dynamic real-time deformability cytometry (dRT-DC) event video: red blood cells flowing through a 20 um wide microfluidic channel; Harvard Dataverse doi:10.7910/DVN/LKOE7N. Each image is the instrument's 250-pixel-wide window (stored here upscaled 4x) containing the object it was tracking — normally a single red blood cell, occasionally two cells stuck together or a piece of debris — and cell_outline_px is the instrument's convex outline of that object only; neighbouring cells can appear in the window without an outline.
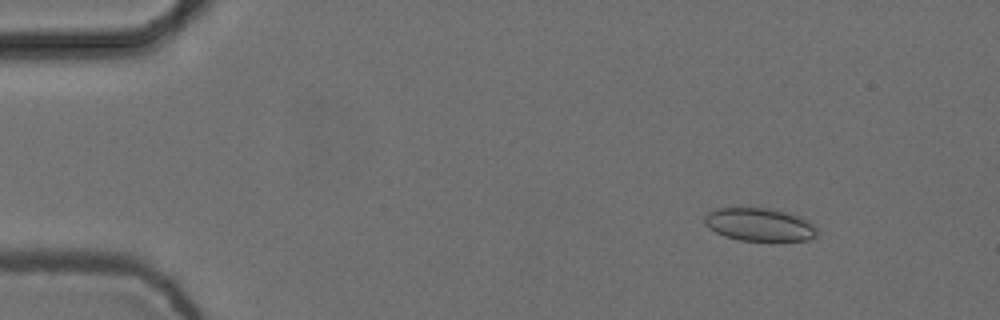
{"species": "common noctule bat (a hibernating species)", "species_latin": "Nyctalus noctula", "temperature_condition": "cold", "stored_images_in_passage": 3, "camera_frame_rate_fps": 3000, "um_per_image_px": 0.085, "animal": {"sex": "female", "body_mass_g": 24.6, "forearm_length_mm": 56.2}, "frame": {"image": 1, "passage_image": 1, "time_ms": 0.0, "image_size_px": [1000, 320], "cell_outline_px": [[816, 236], [812, 240], [740, 240], [724, 236], [708, 228], [704, 224], [704, 216], [708, 212], [716, 208], [772, 208], [792, 212], [816, 224]], "centroid_in_image_um": [64.58, 19.07], "position_along_channel_um": 20.4, "area_um2": 21.96}}
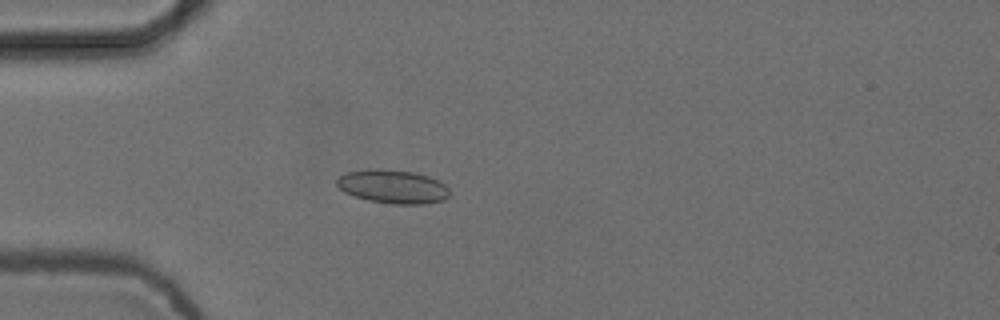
{"frame": {"image": 2, "passage_image": 3, "time_ms": 0.667, "image_size_px": [1000, 320], "cell_outline_px": [[448, 196], [444, 200], [424, 204], [392, 204], [368, 200], [344, 192], [336, 184], [336, 180], [340, 176], [348, 172], [380, 168], [412, 172], [428, 176], [444, 184], [448, 188]], "centroid_in_image_um": [33.39, 15.87], "position_along_channel_um": 51.6, "area_um2": 21.85}}